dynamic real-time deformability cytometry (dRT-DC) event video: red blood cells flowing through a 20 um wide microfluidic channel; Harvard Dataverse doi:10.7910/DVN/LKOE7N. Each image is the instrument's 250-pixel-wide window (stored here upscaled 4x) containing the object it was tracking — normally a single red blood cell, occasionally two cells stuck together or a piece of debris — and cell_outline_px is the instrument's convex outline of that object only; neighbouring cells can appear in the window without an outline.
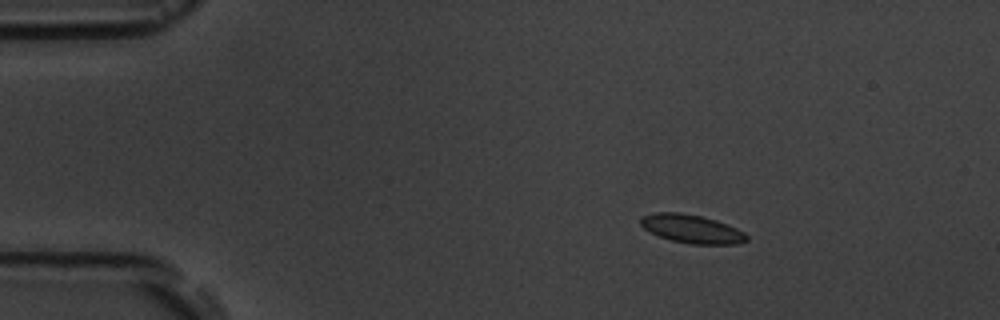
{"species": "common noctule bat (a hibernating species)", "species_latin": "Nyctalus noctula", "temperature_condition": "room temperature", "stored_images_in_passage": 5, "camera_frame_rate_fps": 3000, "um_per_image_px": 0.085, "animal": {"sex": "male", "body_mass_g": 19.5, "forearm_length_mm": 54.6}, "frame": {"image": 1, "passage_image": 2, "time_ms": 1.0, "image_size_px": [1000, 320], "cell_outline_px": [[748, 240], [736, 244], [688, 244], [672, 240], [660, 236], [644, 228], [640, 224], [640, 220], [644, 216], [652, 212], [680, 212], [700, 216], [716, 220], [736, 228], [744, 232], [748, 236]], "centroid_in_image_um": [58.81, 19.45], "position_along_channel_um": 26.2, "area_um2": 17.46}}